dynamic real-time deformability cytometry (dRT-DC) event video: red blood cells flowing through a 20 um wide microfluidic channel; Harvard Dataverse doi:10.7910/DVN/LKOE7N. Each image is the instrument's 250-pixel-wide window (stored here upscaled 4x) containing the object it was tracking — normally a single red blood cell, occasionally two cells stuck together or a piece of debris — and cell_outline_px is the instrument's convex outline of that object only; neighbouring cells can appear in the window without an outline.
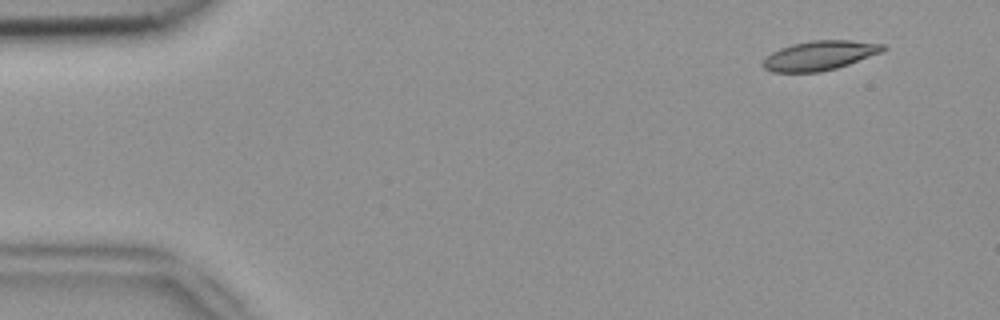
{"species": "common noctule bat (a hibernating species)", "species_latin": "Nyctalus noctula", "temperature_condition": "room temperature", "stored_images_in_passage": 5, "segment_of_instrument_passage": [2, 2], "camera_frame_rate_fps": 3000, "um_per_image_px": 0.085, "animal": {"sex": "female", "body_mass_g": 18.4}, "frame": {"image": 1, "passage_image": 5, "time_ms": 1.333, "image_size_px": [1000, 320], "cell_outline_px": [[888, 48], [880, 52], [848, 64], [836, 68], [820, 72], [772, 72], [764, 68], [760, 64], [772, 52], [780, 48], [792, 44], [812, 40], [852, 40], [884, 44]], "centroid_in_image_um": [69.65, 4.71], "position_along_channel_um": 15.3, "area_um2": 20.46}}